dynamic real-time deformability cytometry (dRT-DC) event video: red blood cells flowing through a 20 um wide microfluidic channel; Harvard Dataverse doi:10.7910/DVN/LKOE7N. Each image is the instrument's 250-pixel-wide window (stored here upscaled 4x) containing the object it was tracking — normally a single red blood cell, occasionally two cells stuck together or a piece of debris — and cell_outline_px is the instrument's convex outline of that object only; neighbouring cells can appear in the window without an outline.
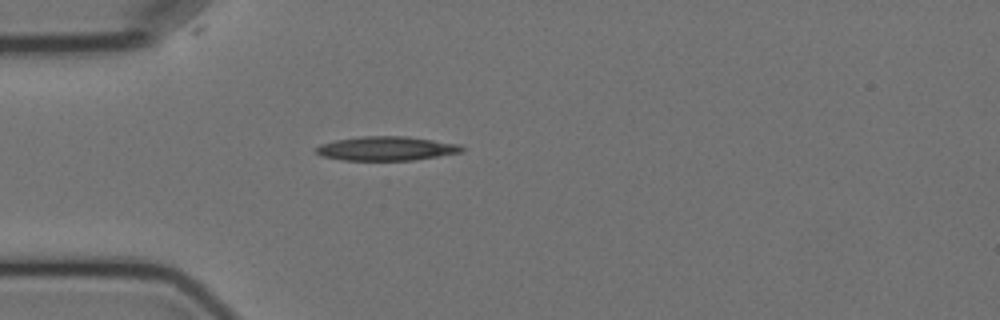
{"species": "Egyptian fruit bat (a non-hibernating species)", "species_latin": "Rousettus aegyptiacus", "temperature_condition": "cold", "stored_images_in_passage": 1, "camera_frame_rate_fps": 3000, "um_per_image_px": 0.085, "animal": {"sex": "female"}, "frame": {"image": 1, "passage_image": 1, "time_ms": 0.0, "image_size_px": [1000, 320], "cell_outline_px": [[464, 148], [460, 152], [412, 160], [344, 160], [320, 156], [312, 148], [320, 144], [336, 140], [360, 136], [404, 136], [460, 144]], "centroid_in_image_um": [32.76, 12.62], "position_along_channel_um": 52.2, "area_um2": 20.35}}